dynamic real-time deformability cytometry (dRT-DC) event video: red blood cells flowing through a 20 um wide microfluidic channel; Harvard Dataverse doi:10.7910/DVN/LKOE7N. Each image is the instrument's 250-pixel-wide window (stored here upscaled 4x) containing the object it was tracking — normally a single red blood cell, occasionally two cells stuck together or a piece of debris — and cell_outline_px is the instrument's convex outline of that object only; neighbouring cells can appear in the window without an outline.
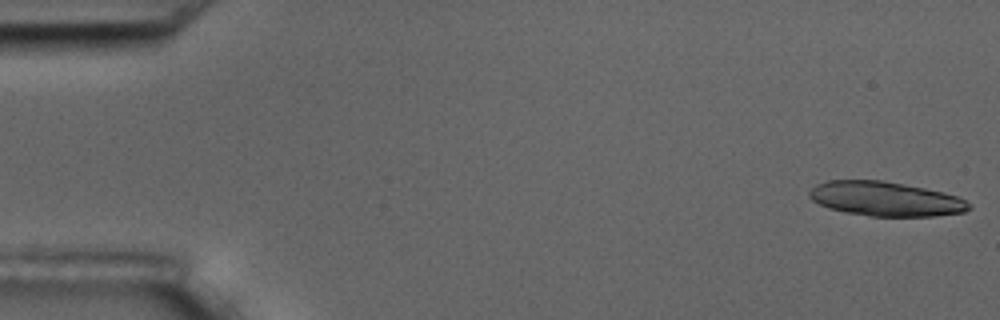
{"species": "common noctule bat (a hibernating species)", "species_latin": "Nyctalus noctula", "temperature_condition": "room temperature", "stored_images_in_passage": 16, "camera_frame_rate_fps": 3000, "um_per_image_px": 0.085, "animal": {"sex": "male", "body_mass_g": 17.5, "forearm_length_mm": 52.3}, "frame": {"image": 1, "passage_image": 1, "time_ms": 0.0, "image_size_px": [1000, 320], "cell_outline_px": [[972, 208], [964, 212], [932, 216], [868, 216], [844, 212], [828, 208], [812, 200], [808, 196], [808, 192], [816, 184], [828, 180], [884, 180], [944, 192], [960, 196], [972, 204]], "centroid_in_image_um": [75.29, 16.9], "position_along_channel_um": 9.7, "area_um2": 32.31}}